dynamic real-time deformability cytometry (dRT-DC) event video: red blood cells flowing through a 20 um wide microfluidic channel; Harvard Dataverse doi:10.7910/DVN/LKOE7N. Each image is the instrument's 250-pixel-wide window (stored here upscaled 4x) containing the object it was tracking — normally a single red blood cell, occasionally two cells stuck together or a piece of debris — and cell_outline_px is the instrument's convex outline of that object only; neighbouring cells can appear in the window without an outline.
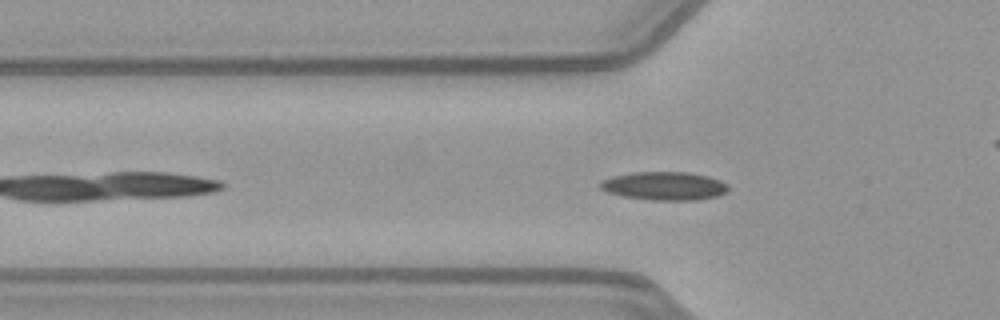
{"species": "common noctule bat (a hibernating species)", "species_latin": "Nyctalus noctula", "temperature_condition": "warm", "stored_images_in_passage": 33, "camera_frame_rate_fps": 3000, "um_per_image_px": 0.085, "animal": {"sex": "female", "body_mass_g": 21.9}, "frame": {"image": 1, "passage_image": 6, "time_ms": 1.667, "image_size_px": [1000, 320], "cell_outline_px": [[728, 188], [724, 192], [716, 196], [696, 200], [652, 200], [624, 196], [608, 192], [600, 188], [600, 180], [612, 176], [632, 172], [688, 172], [708, 176], [720, 180], [728, 184]], "centroid_in_image_um": [56.45, 15.79], "position_along_channel_um": 69.4, "area_um2": 21.1}}
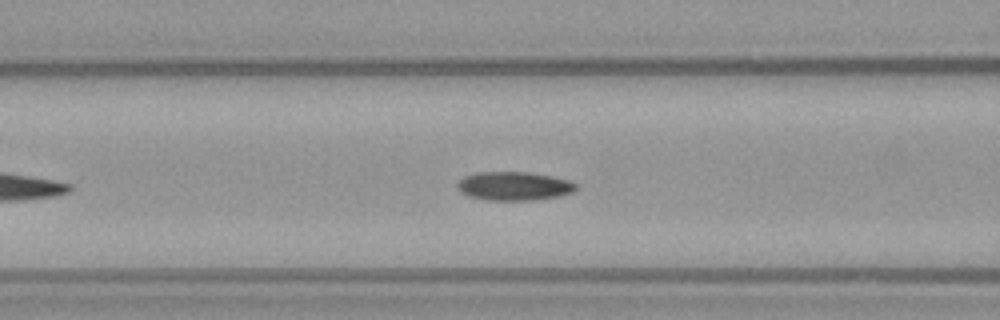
{"frame": {"image": 2, "passage_image": 10, "time_ms": 3.0, "image_size_px": [1000, 320], "cell_outline_px": [[576, 188], [572, 192], [556, 196], [532, 200], [484, 200], [468, 196], [460, 192], [456, 188], [456, 184], [464, 176], [476, 172], [528, 172], [552, 176], [568, 180], [576, 184]], "centroid_in_image_um": [43.62, 15.81], "position_along_channel_um": 123.0, "area_um2": 19.83}, "authors_computed_cell_mechanics": {"area_um2": 19.941, "velocity_mm_per_s": 3.9548, "shape_relaxation_time_tau1_ms": 5.3622, "shape_relaxation_time_tau2_ms": 3.8125, "deformation_change_tau1": 0.1258, "deformation_change_tau2": 0.0758}}